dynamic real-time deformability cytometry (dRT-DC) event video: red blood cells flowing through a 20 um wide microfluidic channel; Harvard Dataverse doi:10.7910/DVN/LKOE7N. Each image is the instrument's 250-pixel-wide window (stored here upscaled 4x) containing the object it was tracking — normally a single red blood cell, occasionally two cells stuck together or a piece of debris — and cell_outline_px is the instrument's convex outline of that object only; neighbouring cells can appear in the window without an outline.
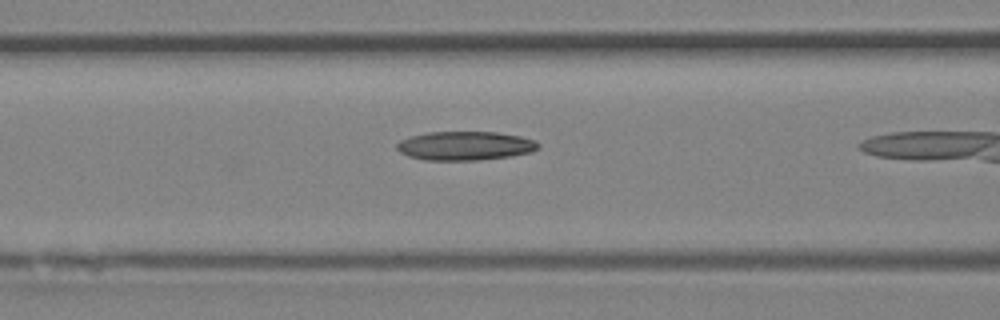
{"species": "Egyptian fruit bat (a non-hibernating species)", "species_latin": "Rousettus aegyptiacus", "temperature_condition": "room temperature", "stored_images_in_passage": 5, "camera_frame_rate_fps": 3000, "um_per_image_px": 0.085, "animal": {"sex": "female"}, "frame": {"image": 1, "passage_image": 4, "time_ms": 1.0, "image_size_px": [1000, 320], "cell_outline_px": [[540, 148], [532, 152], [512, 156], [476, 160], [424, 160], [408, 156], [400, 152], [396, 148], [396, 144], [400, 140], [412, 136], [428, 132], [496, 132], [520, 136], [536, 140], [540, 144]], "centroid_in_image_um": [39.56, 12.39], "position_along_channel_um": 127.0, "area_um2": 23.93}}